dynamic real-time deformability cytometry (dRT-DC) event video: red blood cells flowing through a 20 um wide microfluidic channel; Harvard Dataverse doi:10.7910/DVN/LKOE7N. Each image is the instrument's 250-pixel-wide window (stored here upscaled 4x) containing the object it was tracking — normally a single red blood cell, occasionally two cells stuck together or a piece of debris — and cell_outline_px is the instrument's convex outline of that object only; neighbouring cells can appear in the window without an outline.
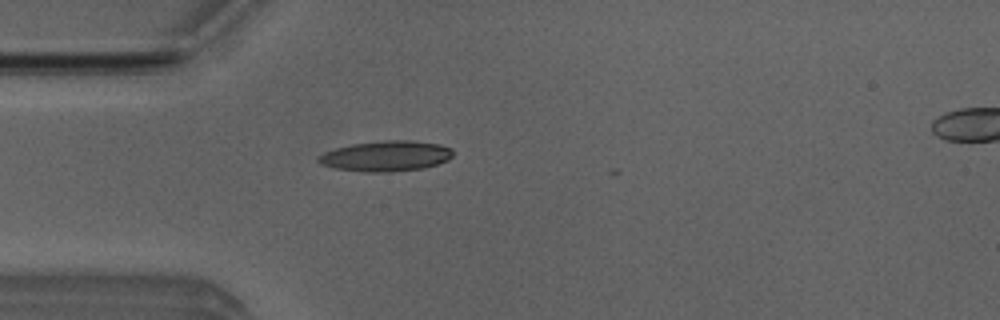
{"species": "Egyptian fruit bat (a non-hibernating species)", "species_latin": "Rousettus aegyptiacus", "temperature_condition": "room temperature", "stored_images_in_passage": 5, "camera_frame_rate_fps": 3000, "um_per_image_px": 0.085, "animal": {"sex": "male"}, "frame": {"image": 1, "passage_image": 1, "time_ms": 0.0, "image_size_px": [1000, 320], "cell_outline_px": [[452, 156], [448, 160], [424, 168], [392, 172], [364, 172], [336, 168], [320, 164], [316, 160], [316, 156], [324, 152], [336, 148], [352, 144], [384, 140], [412, 140], [440, 144], [452, 148]], "centroid_in_image_um": [32.8, 13.26], "position_along_channel_um": 52.2, "area_um2": 24.04}}